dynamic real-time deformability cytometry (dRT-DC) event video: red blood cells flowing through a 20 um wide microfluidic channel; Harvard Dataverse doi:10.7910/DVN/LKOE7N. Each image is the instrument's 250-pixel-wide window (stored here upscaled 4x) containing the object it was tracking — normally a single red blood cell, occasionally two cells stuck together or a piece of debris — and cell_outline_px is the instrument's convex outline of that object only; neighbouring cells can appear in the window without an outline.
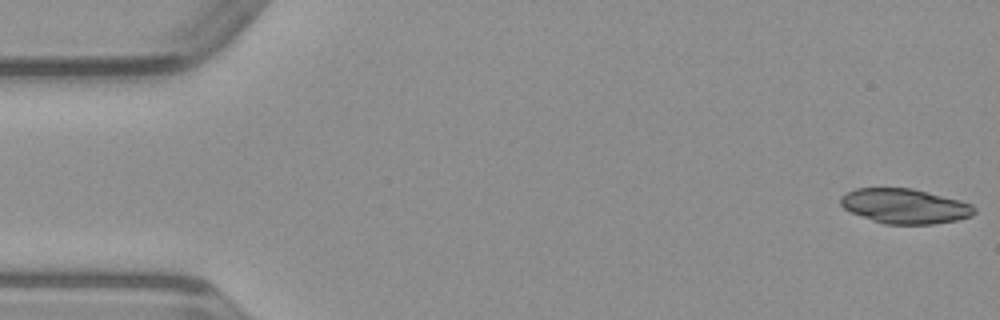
{"species": "common noctule bat (a hibernating species)", "species_latin": "Nyctalus noctula", "temperature_condition": "warm", "stored_images_in_passage": 9, "camera_frame_rate_fps": 3000, "um_per_image_px": 0.085, "animal": {"sex": "male", "body_mass_g": 23.1, "forearm_length_mm": 52.7}, "frame": {"image": 1, "passage_image": 1, "time_ms": 0.0, "image_size_px": [1000, 320], "cell_outline_px": [[976, 212], [972, 216], [956, 220], [932, 224], [884, 224], [872, 220], [852, 212], [844, 208], [840, 204], [840, 196], [856, 188], [912, 188], [960, 200], [972, 204], [976, 208]], "centroid_in_image_um": [76.93, 17.52], "position_along_channel_um": 8.1, "area_um2": 27.11}}